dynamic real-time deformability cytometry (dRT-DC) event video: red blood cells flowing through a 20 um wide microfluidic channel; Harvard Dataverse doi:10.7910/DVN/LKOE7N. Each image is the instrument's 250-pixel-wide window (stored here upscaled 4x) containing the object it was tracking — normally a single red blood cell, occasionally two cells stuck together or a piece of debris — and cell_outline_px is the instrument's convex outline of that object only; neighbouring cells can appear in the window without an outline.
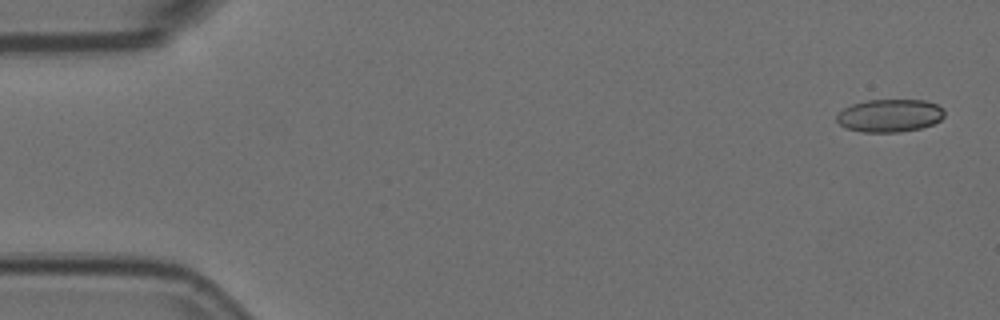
{"species": "Egyptian fruit bat (a non-hibernating species)", "species_latin": "Rousettus aegyptiacus", "temperature_condition": "room temperature", "stored_images_in_passage": 5, "camera_frame_rate_fps": 3000, "um_per_image_px": 0.085, "animal": {"sex": "female"}, "frame": {"image": 1, "passage_image": 1, "time_ms": 0.0, "image_size_px": [1000, 320], "cell_outline_px": [[944, 116], [940, 120], [932, 124], [920, 128], [900, 132], [860, 132], [848, 128], [840, 124], [836, 120], [836, 116], [844, 108], [852, 104], [868, 100], [924, 100], [936, 104], [944, 108]], "centroid_in_image_um": [75.64, 9.82], "position_along_channel_um": 9.4, "area_um2": 20.58}}
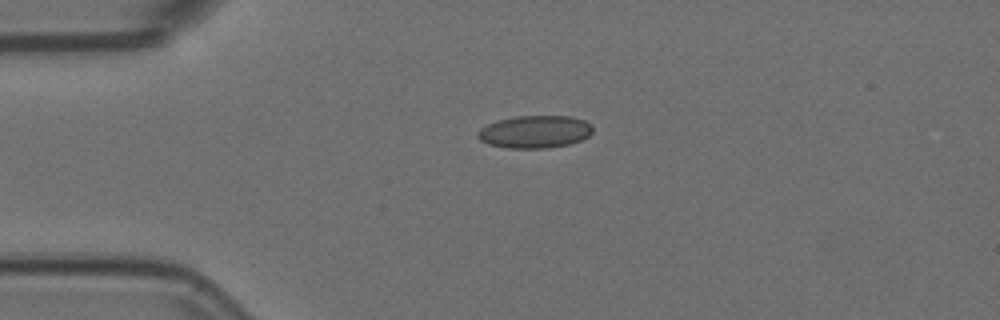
{"frame": {"image": 2, "passage_image": 4, "time_ms": 1.0, "image_size_px": [1000, 320], "cell_outline_px": [[592, 132], [588, 136], [580, 140], [568, 144], [544, 148], [504, 148], [488, 144], [480, 140], [476, 136], [476, 132], [480, 128], [488, 124], [500, 120], [516, 116], [572, 116], [584, 120], [592, 124]], "centroid_in_image_um": [45.44, 11.2], "position_along_channel_um": 39.6, "area_um2": 21.85}}